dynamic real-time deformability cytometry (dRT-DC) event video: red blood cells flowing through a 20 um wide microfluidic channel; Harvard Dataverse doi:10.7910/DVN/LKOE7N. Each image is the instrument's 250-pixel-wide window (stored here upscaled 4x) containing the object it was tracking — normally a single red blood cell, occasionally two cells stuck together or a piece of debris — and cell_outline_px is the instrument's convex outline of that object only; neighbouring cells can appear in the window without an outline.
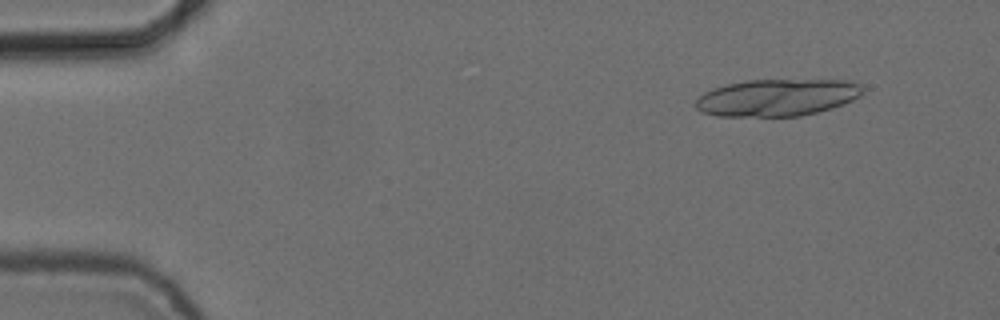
{"species": "common noctule bat (a hibernating species)", "species_latin": "Nyctalus noctula", "temperature_condition": "cold", "stored_images_in_passage": 5, "camera_frame_rate_fps": 3000, "um_per_image_px": 0.085, "animal": {"sex": "female", "body_mass_g": 24.6, "forearm_length_mm": 56.2}, "frame": {"image": 1, "passage_image": 2, "time_ms": 0.333, "image_size_px": [1000, 320], "cell_outline_px": [[864, 88], [860, 96], [844, 104], [832, 108], [800, 116], [716, 116], [704, 112], [696, 108], [696, 100], [704, 92], [712, 88], [728, 84], [748, 80], [848, 80], [860, 84]], "centroid_in_image_um": [66.07, 8.29], "position_along_channel_um": 18.9, "area_um2": 36.01}}